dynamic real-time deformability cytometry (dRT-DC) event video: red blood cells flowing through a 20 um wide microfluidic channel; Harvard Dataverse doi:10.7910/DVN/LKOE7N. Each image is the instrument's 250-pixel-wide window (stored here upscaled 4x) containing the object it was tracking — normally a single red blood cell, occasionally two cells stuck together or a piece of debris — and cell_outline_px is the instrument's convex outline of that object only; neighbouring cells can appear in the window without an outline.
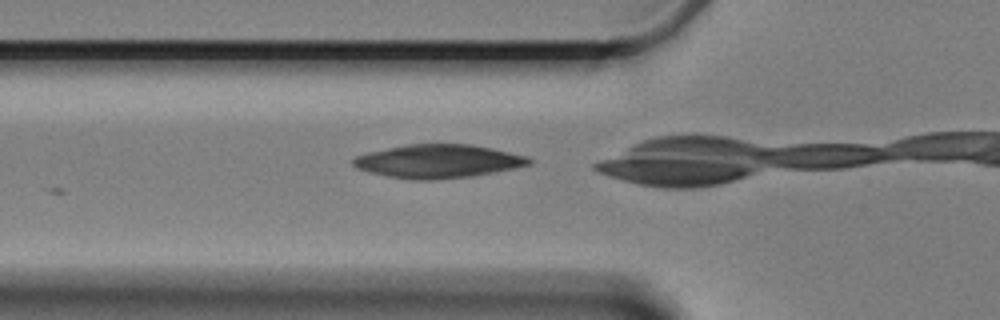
{"species": "Egyptian fruit bat (a non-hibernating species)", "species_latin": "Rousettus aegyptiacus", "temperature_condition": "cold", "stored_images_in_passage": 4, "segment_of_instrument_passage": [2, 2], "camera_frame_rate_fps": 3000, "um_per_image_px": 0.085, "animal": {"sex": "female"}, "frame": {"image": 1, "passage_image": 4, "time_ms": 3.667, "image_size_px": [1000, 320], "cell_outline_px": [[532, 164], [516, 168], [472, 176], [432, 180], [412, 180], [388, 176], [356, 168], [352, 164], [352, 160], [356, 156], [368, 152], [408, 144], [472, 144], [492, 148], [528, 156], [532, 160]], "centroid_in_image_um": [37.28, 13.7], "position_along_channel_um": 88.5, "area_um2": 34.28}}